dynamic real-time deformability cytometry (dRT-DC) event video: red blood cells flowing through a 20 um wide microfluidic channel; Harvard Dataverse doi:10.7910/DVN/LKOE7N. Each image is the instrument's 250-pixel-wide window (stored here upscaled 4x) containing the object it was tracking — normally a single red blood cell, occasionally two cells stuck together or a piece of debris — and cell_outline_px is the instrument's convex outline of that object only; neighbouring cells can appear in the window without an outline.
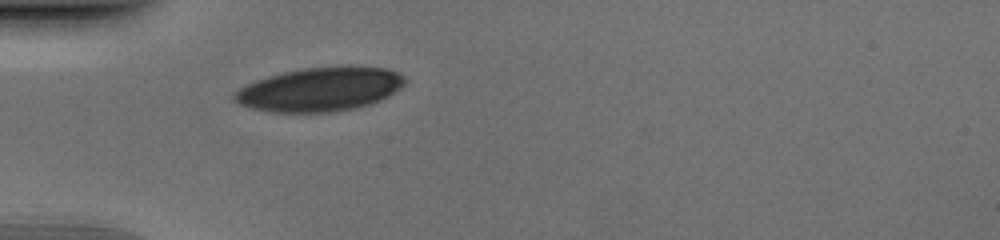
{"species": "human", "species_latin": "Homo sapiens", "temperature_condition": "cold", "stored_images_in_passage": 42, "camera_frame_rate_fps": 3000, "um_per_image_px": 0.085, "donor": {"sex": "male"}, "frame": {"image": 1, "passage_image": 7, "time_ms": 2.0, "image_size_px": [1000, 240], "cell_outline_px": [[396, 80], [384, 92], [376, 96], [252, 100], [244, 96], [248, 92], [264, 84], [276, 80], [292, 76], [316, 72], [384, 72], [392, 76]], "centroid_in_image_um": [27.57, 7.31], "position_along_channel_um": 57.4, "area_um2": 22.6}}
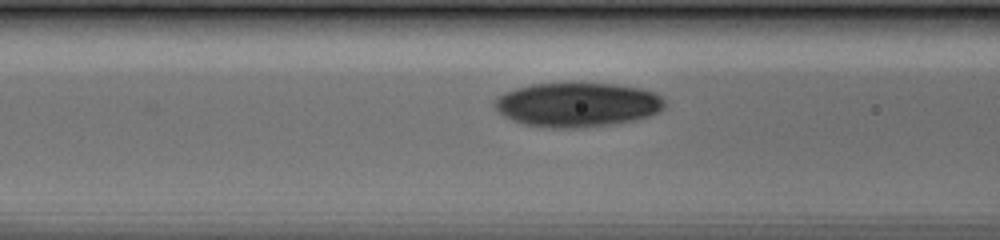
{"frame": {"image": 2, "passage_image": 12, "time_ms": 3.667, "image_size_px": [1000, 240], "cell_outline_px": [[652, 108], [604, 116], [572, 116], [512, 104], [508, 100], [516, 96], [532, 92], [560, 88], [588, 88], [624, 92], [648, 96], [652, 100]], "centroid_in_image_um": [49.59, 8.65], "position_along_channel_um": 117.0, "area_um2": 21.21}}
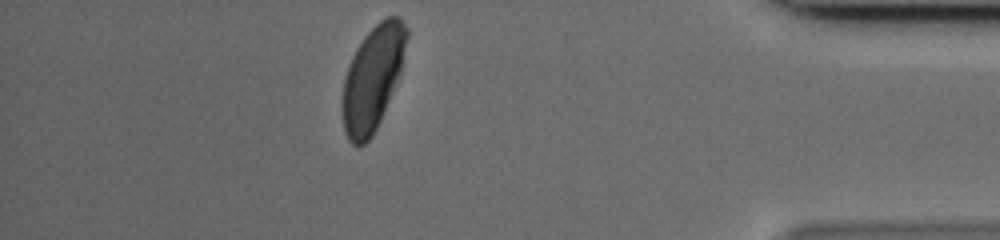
{"frame": {"image": 3, "passage_image": 36, "time_ms": 11.667, "image_size_px": [1000, 240], "cell_outline_px": [[400, 56], [396, 68], [380, 112], [368, 136], [364, 140], [356, 140], [352, 136], [348, 128], [344, 100], [348, 80], [352, 68], [356, 60], [400, 36]], "centroid_in_image_um": [31.44, 7.46], "position_along_channel_um": 403.8, "area_um2": 24.28}}